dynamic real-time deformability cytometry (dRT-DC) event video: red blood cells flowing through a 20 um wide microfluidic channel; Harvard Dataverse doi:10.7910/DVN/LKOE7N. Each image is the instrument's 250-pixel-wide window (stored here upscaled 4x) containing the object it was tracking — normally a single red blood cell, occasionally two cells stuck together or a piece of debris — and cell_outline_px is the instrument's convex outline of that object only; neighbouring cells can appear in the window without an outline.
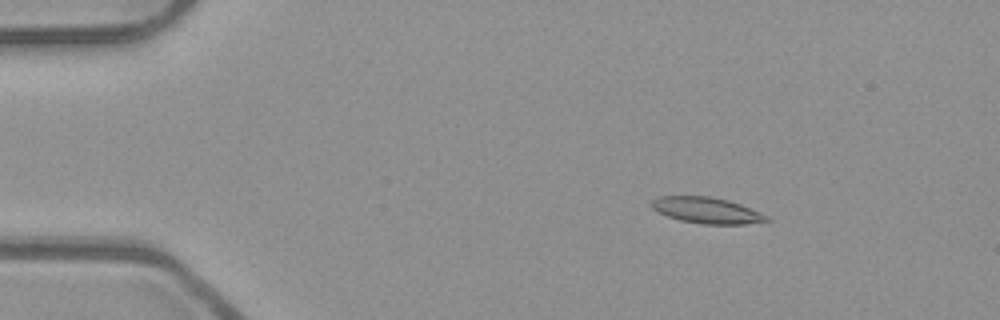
{"species": "common noctule bat (a hibernating species)", "species_latin": "Nyctalus noctula", "temperature_condition": "room temperature", "stored_images_in_passage": 54, "camera_frame_rate_fps": 3000, "um_per_image_px": 0.085, "animal": {"sex": "male", "body_mass_g": 23.1, "forearm_length_mm": 52.7}, "frame": {"image": 1, "passage_image": 9, "time_ms": 2.667, "image_size_px": [1000, 320], "cell_outline_px": [[772, 220], [744, 224], [704, 224], [680, 220], [668, 216], [652, 208], [652, 200], [660, 196], [708, 196], [728, 200], [740, 204], [760, 212], [768, 216]], "centroid_in_image_um": [60.1, 17.88], "position_along_channel_um": 24.9, "area_um2": 17.28}}
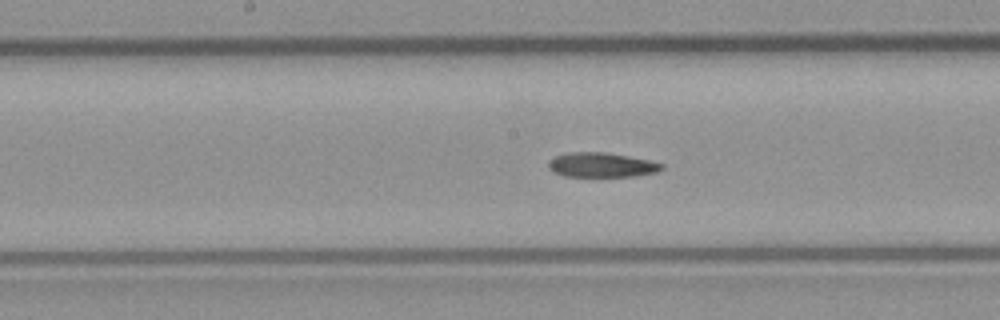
{"frame": {"image": 2, "passage_image": 28, "time_ms": 9.0, "image_size_px": [1000, 320], "cell_outline_px": [[664, 168], [656, 172], [636, 176], [564, 176], [548, 168], [548, 164], [556, 156], [568, 152], [604, 152], [628, 156], [648, 160], [664, 164]], "centroid_in_image_um": [51.16, 14.02], "position_along_channel_um": 197.0, "area_um2": 16.01}}
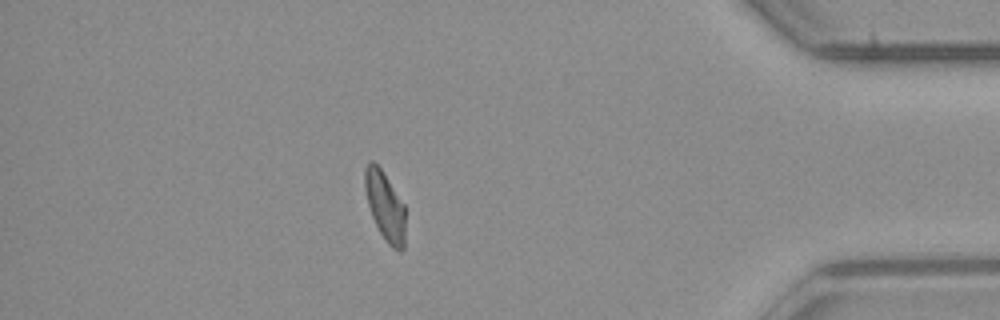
{"frame": {"image": 3, "passage_image": 47, "time_ms": 15.333, "image_size_px": [1000, 320], "cell_outline_px": [[404, 248], [400, 252], [392, 248], [388, 244], [380, 232], [372, 216], [368, 204], [364, 188], [364, 168], [368, 160], [372, 160], [380, 168], [404, 204]], "centroid_in_image_um": [32.7, 17.5], "position_along_channel_um": 402.5, "area_um2": 16.13}, "authors_computed_cell_mechanics": {"area_um2": 16.9354, "velocity_mm_per_s": 3.9252, "shape_relaxation_time_tau1_ms": null, "shape_relaxation_time_tau2_ms": 6.9501, "deformation_change_tau1": null, "deformation_change_tau2": 0.1416}}